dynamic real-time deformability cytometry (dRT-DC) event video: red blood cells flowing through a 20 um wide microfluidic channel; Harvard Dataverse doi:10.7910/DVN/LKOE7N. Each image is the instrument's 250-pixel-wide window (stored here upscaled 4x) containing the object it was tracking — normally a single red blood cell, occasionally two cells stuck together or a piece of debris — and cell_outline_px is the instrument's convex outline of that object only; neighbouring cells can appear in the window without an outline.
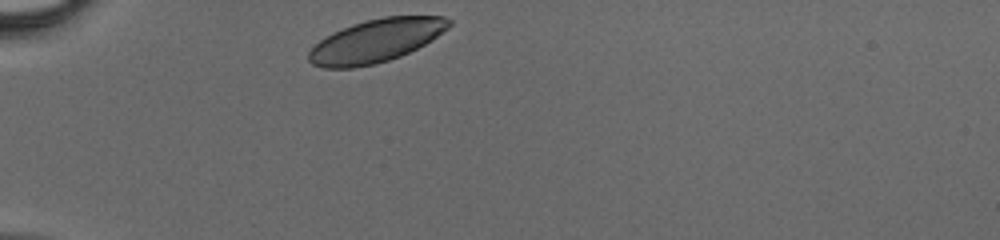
{"species": "human", "species_latin": "Homo sapiens", "temperature_condition": "cold", "stored_images_in_passage": 27, "camera_frame_rate_fps": 3000, "um_per_image_px": 0.085, "donor": {"sex": "male"}, "frame": {"image": 1, "passage_image": 1, "time_ms": 0.0, "image_size_px": [1000, 240], "cell_outline_px": [[452, 24], [448, 28], [432, 40], [400, 56], [376, 64], [352, 68], [324, 68], [312, 64], [308, 60], [308, 52], [320, 40], [352, 24], [384, 16], [444, 16], [452, 20]], "centroid_in_image_um": [31.98, 3.47], "position_along_channel_um": 53.0, "area_um2": 34.91}}
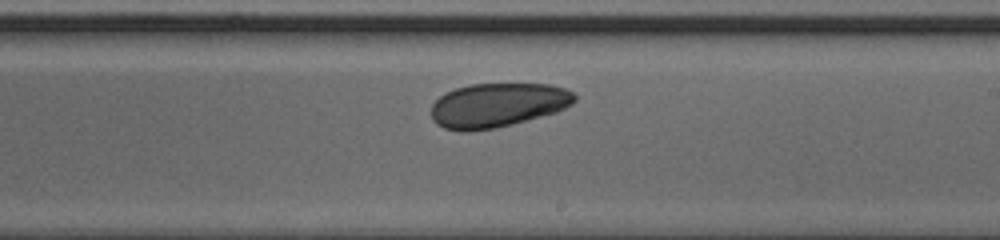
{"frame": {"image": 2, "passage_image": 16, "time_ms": 5.0, "image_size_px": [1000, 240], "cell_outline_px": [[576, 100], [572, 104], [556, 112], [512, 124], [496, 128], [468, 132], [460, 132], [444, 128], [436, 124], [432, 120], [432, 104], [440, 96], [456, 88], [472, 84], [548, 84], [564, 88], [572, 92], [576, 96]], "centroid_in_image_um": [42.28, 8.95], "position_along_channel_um": 246.7, "area_um2": 36.93}}
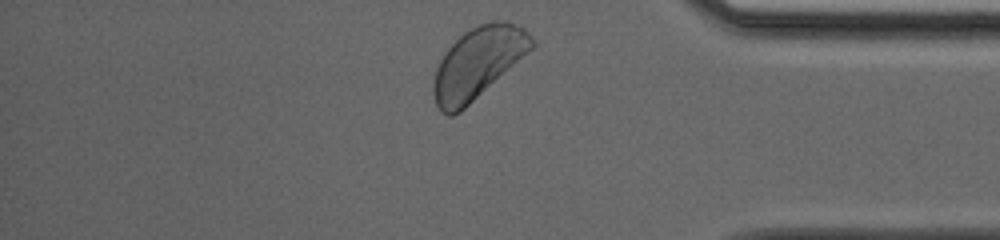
{"frame": {"image": 3, "passage_image": 27, "time_ms": 8.667, "image_size_px": [1000, 240], "cell_outline_px": [[536, 44], [528, 52], [460, 112], [452, 116], [448, 116], [440, 112], [436, 104], [432, 92], [432, 80], [436, 68], [444, 52], [464, 32], [480, 24], [492, 20], [508, 20], [524, 28]], "centroid_in_image_um": [40.58, 5.35], "position_along_channel_um": 394.6, "area_um2": 40.52}}